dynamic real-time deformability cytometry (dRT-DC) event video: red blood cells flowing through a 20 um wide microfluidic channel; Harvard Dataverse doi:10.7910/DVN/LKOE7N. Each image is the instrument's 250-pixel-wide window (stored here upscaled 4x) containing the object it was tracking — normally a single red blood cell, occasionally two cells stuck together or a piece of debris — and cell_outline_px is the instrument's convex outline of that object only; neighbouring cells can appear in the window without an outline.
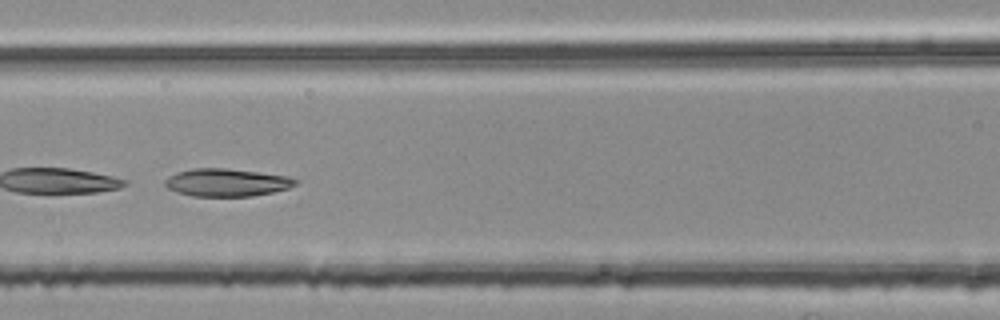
{"species": "common noctule bat (a hibernating species)", "species_latin": "Nyctalus noctula", "temperature_condition": "room temperature", "stored_images_in_passage": 51, "segment_of_instrument_passage": [2, 2], "camera_frame_rate_fps": 3000, "um_per_image_px": 0.085, "animal": {"sex": "female", "body_mass_g": 25.1}, "frame": {"image": 1, "passage_image": 23, "time_ms": 7.333, "image_size_px": [1000, 320], "cell_outline_px": [[300, 180], [296, 184], [288, 188], [272, 192], [252, 196], [192, 196], [176, 192], [168, 188], [164, 184], [164, 180], [168, 176], [176, 172], [192, 168], [224, 168], [288, 176]], "centroid_in_image_um": [19.24, 15.51], "position_along_channel_um": 147.4, "area_um2": 21.1}}
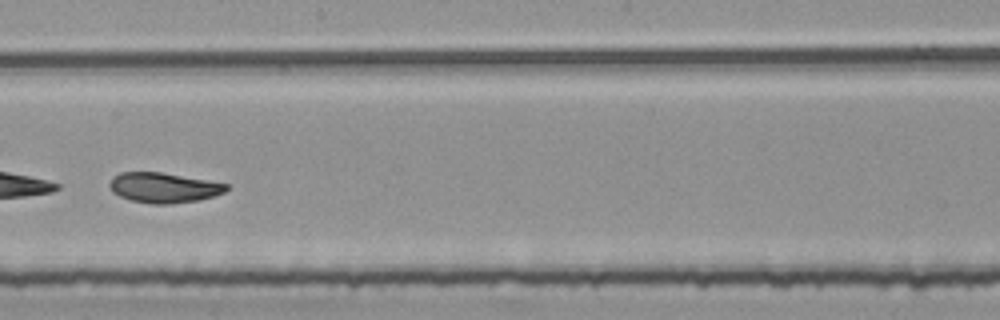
{"frame": {"image": 2, "passage_image": 30, "time_ms": 9.667, "image_size_px": [1000, 320], "cell_outline_px": [[228, 188], [224, 192], [212, 196], [196, 200], [172, 204], [156, 204], [132, 200], [120, 196], [112, 192], [108, 184], [112, 176], [120, 172], [160, 172], [208, 180], [228, 184]], "centroid_in_image_um": [13.87, 15.94], "position_along_channel_um": 234.3, "area_um2": 20.35}}
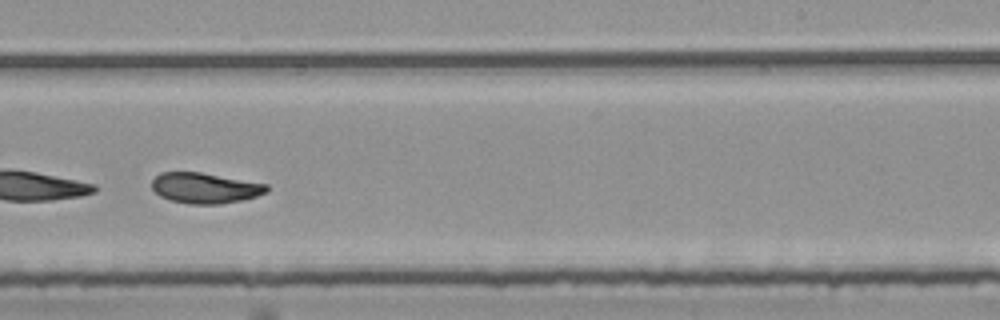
{"frame": {"image": 3, "passage_image": 33, "time_ms": 10.667, "image_size_px": [1000, 320], "cell_outline_px": [[268, 192], [256, 196], [240, 200], [220, 204], [188, 204], [168, 200], [160, 196], [152, 188], [152, 180], [160, 172], [200, 172], [268, 184]], "centroid_in_image_um": [17.41, 15.98], "position_along_channel_um": 271.6, "area_um2": 20.46}}